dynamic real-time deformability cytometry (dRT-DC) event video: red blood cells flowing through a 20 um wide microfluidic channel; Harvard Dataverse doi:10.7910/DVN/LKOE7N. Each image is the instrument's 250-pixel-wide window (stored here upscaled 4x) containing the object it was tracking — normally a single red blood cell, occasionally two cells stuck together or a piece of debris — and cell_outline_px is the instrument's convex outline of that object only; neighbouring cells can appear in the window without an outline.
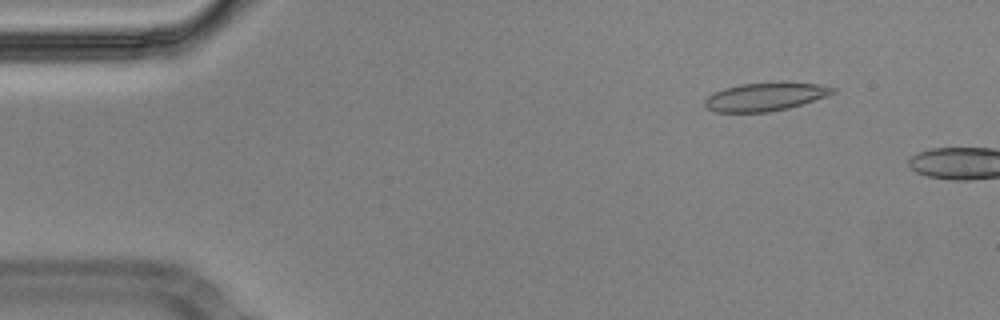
{"species": "Egyptian fruit bat (a non-hibernating species)", "species_latin": "Rousettus aegyptiacus", "temperature_condition": "cold", "stored_images_in_passage": 9, "camera_frame_rate_fps": 3000, "um_per_image_px": 0.085, "animal": {"sex": "male"}, "frame": {"image": 1, "passage_image": 6, "time_ms": 1.667, "image_size_px": [1000, 320], "cell_outline_px": [[836, 92], [828, 96], [788, 108], [768, 112], [716, 112], [708, 108], [704, 104], [704, 100], [708, 96], [724, 88], [740, 84], [816, 84], [836, 88]], "centroid_in_image_um": [65.02, 8.25], "position_along_channel_um": 20.0, "area_um2": 20.35}}